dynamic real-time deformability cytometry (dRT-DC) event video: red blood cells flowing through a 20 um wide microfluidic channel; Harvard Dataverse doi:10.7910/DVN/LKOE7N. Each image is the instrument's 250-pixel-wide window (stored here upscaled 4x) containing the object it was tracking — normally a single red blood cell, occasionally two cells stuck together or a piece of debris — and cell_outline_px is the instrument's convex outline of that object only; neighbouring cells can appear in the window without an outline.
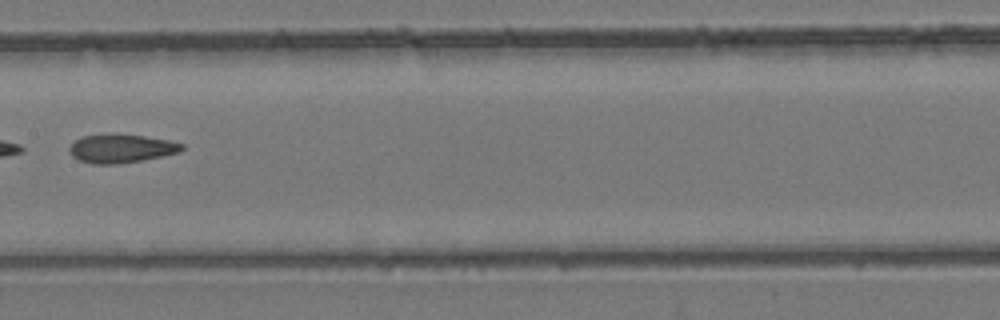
{"species": "common noctule bat (a hibernating species)", "species_latin": "Nyctalus noctula", "temperature_condition": "room temperature", "stored_images_in_passage": 26, "camera_frame_rate_fps": 3000, "um_per_image_px": 0.085, "animal": {"sex": "female", "body_mass_g": 24.6, "forearm_length_mm": 56.2}, "frame": {"image": 1, "passage_image": 8, "time_ms": 2.333, "image_size_px": [1000, 320], "cell_outline_px": [[184, 148], [180, 152], [144, 160], [116, 164], [92, 164], [80, 160], [72, 156], [68, 152], [68, 148], [76, 140], [84, 136], [108, 132], [116, 132], [144, 136], [168, 140], [184, 144]], "centroid_in_image_um": [10.29, 12.6], "position_along_channel_um": 197.1, "area_um2": 19.13}}